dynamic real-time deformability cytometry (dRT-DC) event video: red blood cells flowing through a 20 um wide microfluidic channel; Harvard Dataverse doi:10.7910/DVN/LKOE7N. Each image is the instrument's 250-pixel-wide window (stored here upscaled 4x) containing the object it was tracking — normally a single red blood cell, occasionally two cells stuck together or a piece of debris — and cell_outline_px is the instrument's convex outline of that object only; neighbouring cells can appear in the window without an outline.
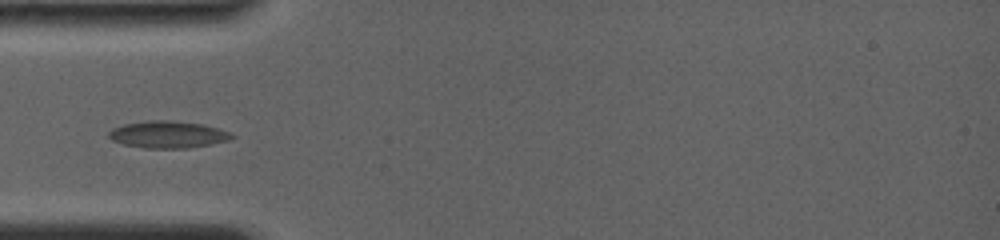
{"species": "common noctule bat (a hibernating species)", "species_latin": "Nyctalus noctula", "temperature_condition": "room temperature", "stored_images_in_passage": 45, "camera_frame_rate_fps": 4000, "um_per_image_px": 0.085, "animal": {"sex": "female", "body_mass_g": 19.0, "forearm_length_mm": 56.7}, "frame": {"image": 1, "passage_image": 1, "time_ms": 0.0, "image_size_px": [1000, 240], "cell_outline_px": [[236, 136], [228, 140], [188, 148], [144, 148], [124, 144], [112, 140], [108, 136], [108, 132], [112, 128], [124, 124], [148, 120], [172, 120], [204, 124], [232, 132]], "centroid_in_image_um": [14.28, 11.42], "position_along_channel_um": 70.7, "area_um2": 19.42}}
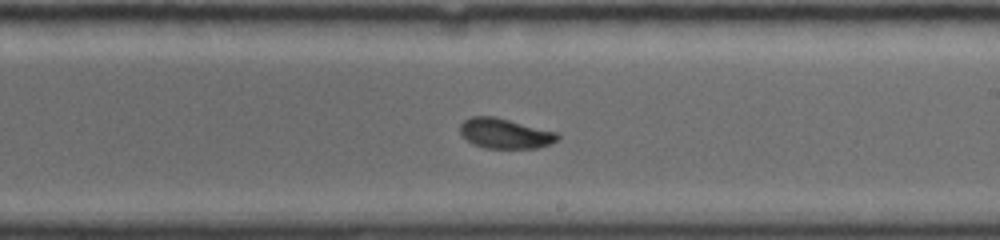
{"frame": {"image": 2, "passage_image": 19, "time_ms": 4.5, "image_size_px": [1000, 240], "cell_outline_px": [[560, 140], [552, 144], [536, 148], [484, 148], [472, 144], [460, 132], [460, 124], [464, 120], [472, 116], [496, 116], [560, 132]], "centroid_in_image_um": [43.0, 11.34], "position_along_channel_um": 246.0, "area_um2": 17.51}}
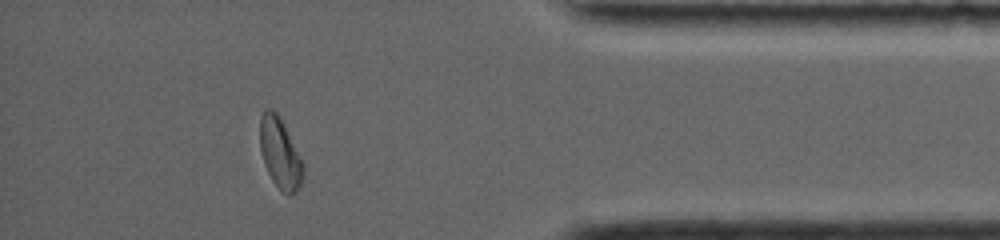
{"frame": {"image": 3, "passage_image": 38, "time_ms": 9.25, "image_size_px": [1000, 240], "cell_outline_px": [[304, 172], [300, 184], [292, 196], [288, 196], [272, 180], [264, 164], [260, 148], [260, 116], [264, 108], [272, 108], [280, 116], [304, 164]], "centroid_in_image_um": [23.79, 12.99], "position_along_channel_um": 411.4, "area_um2": 17.74}}